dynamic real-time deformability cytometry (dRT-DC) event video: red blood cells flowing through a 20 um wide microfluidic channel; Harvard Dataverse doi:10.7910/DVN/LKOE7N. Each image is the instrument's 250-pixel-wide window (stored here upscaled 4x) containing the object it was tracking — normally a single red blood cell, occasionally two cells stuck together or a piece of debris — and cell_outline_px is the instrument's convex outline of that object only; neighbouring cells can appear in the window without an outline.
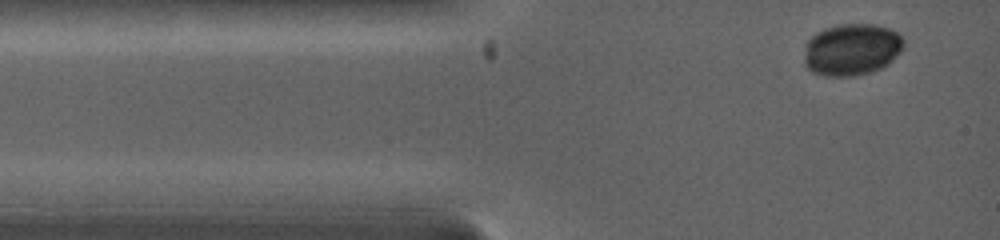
{"species": "common noctule bat (a hibernating species)", "species_latin": "Nyctalus noctula", "temperature_condition": "warm", "stored_images_in_passage": 4, "camera_frame_rate_fps": 5000, "um_per_image_px": 0.085, "animal": {"sex": "female", "body_mass_g": 19.0, "forearm_length_mm": 53.3}, "frame": {"image": 1, "passage_image": 1, "time_ms": 0.0, "image_size_px": [1000, 240], "cell_outline_px": [[904, 44], [900, 52], [888, 64], [872, 72], [856, 76], [824, 76], [812, 72], [804, 64], [804, 60], [808, 40], [816, 32], [824, 28], [840, 24], [872, 24], [888, 28], [896, 32], [904, 40]], "centroid_in_image_um": [72.39, 4.22], "position_along_channel_um": 12.6, "area_um2": 30.11}}